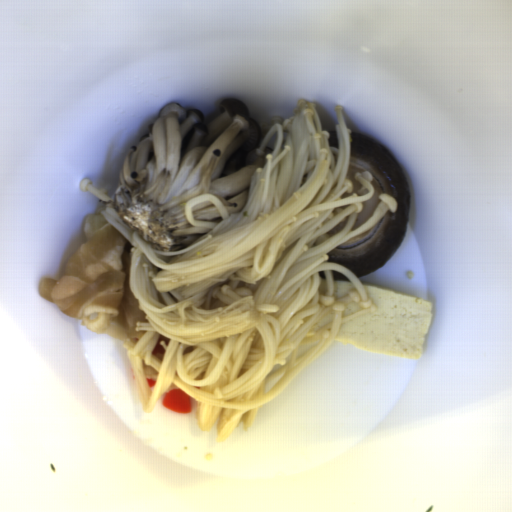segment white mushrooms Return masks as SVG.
Segmentation results:
<instances>
[{"label": "white mushrooms", "instance_id": "1", "mask_svg": "<svg viewBox=\"0 0 512 512\" xmlns=\"http://www.w3.org/2000/svg\"><path fill=\"white\" fill-rule=\"evenodd\" d=\"M261 126L237 99L221 102L220 116L204 123L199 110L171 102L161 108L149 132L131 146L110 196L112 208L150 248H188L212 228L188 220V200L214 195L229 216L240 212L255 169Z\"/></svg>", "mask_w": 512, "mask_h": 512}]
</instances>
